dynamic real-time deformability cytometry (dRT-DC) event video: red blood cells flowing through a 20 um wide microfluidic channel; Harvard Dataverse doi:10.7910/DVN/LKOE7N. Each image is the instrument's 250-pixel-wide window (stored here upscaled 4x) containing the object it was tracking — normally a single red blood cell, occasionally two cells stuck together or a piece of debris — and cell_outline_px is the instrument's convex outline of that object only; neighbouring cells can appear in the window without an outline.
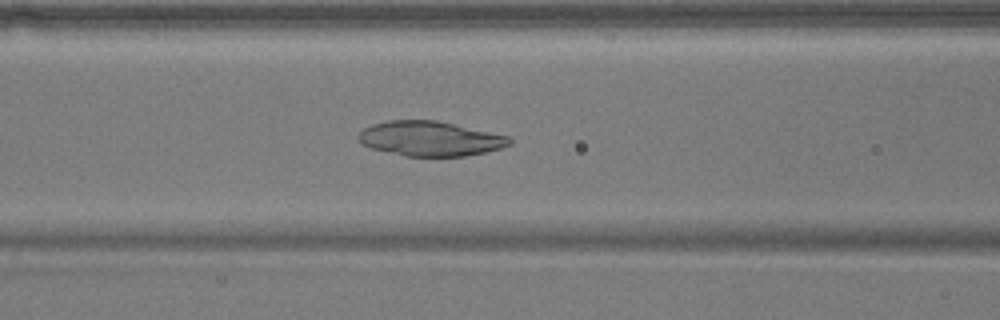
{"species": "common noctule bat (a hibernating species)", "species_latin": "Nyctalus noctula", "temperature_condition": "warm", "stored_images_in_passage": 52, "camera_frame_rate_fps": 3000, "um_per_image_px": 0.085, "animal": {"sex": "male", "body_mass_g": 17.9}, "frame": {"image": 1, "passage_image": 21, "time_ms": 6.667, "image_size_px": [1000, 320], "cell_outline_px": [[512, 144], [500, 148], [484, 152], [464, 156], [404, 156], [372, 148], [364, 144], [356, 136], [364, 128], [372, 124], [388, 120], [436, 120], [508, 136], [512, 140]], "centroid_in_image_um": [36.55, 11.78], "position_along_channel_um": 130.1, "area_um2": 30.35}}
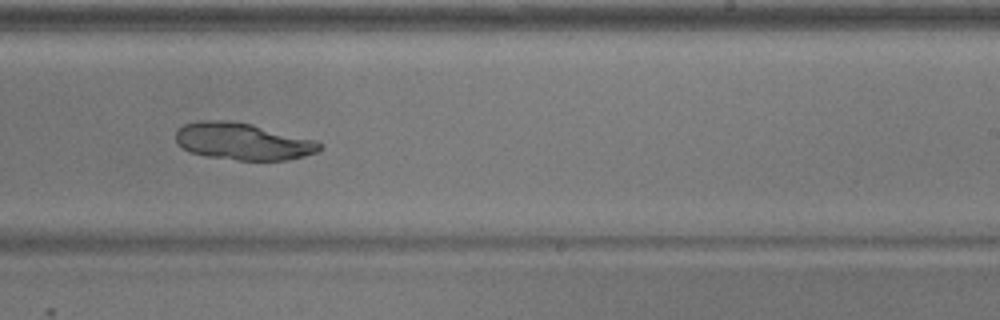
{"frame": {"image": 2, "passage_image": 32, "time_ms": 10.333, "image_size_px": [1000, 320], "cell_outline_px": [[324, 144], [316, 152], [304, 156], [288, 160], [236, 160], [208, 156], [188, 152], [176, 140], [176, 132], [184, 124], [200, 120], [224, 120], [252, 124], [316, 140]], "centroid_in_image_um": [20.66, 12.02], "position_along_channel_um": 268.3, "area_um2": 30.92}}
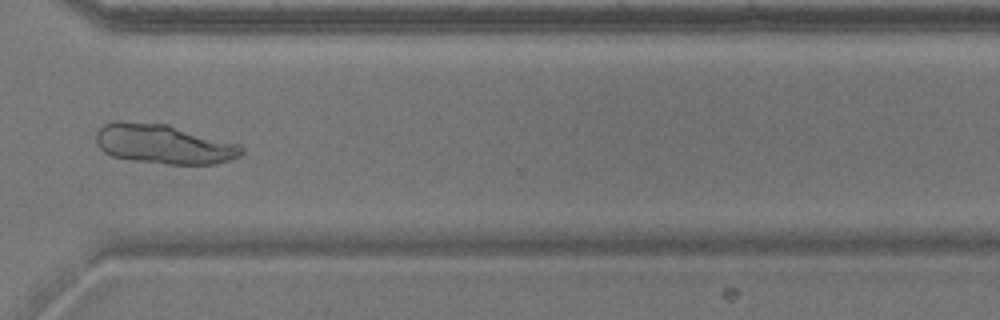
{"frame": {"image": 3, "passage_image": 39, "time_ms": 12.667, "image_size_px": [1000, 320], "cell_outline_px": [[244, 152], [240, 156], [216, 164], [168, 164], [132, 160], [112, 156], [104, 152], [96, 144], [96, 132], [104, 124], [116, 120], [120, 120], [168, 124], [240, 144], [244, 148]], "centroid_in_image_um": [13.91, 12.23], "position_along_channel_um": 356.7, "area_um2": 33.81}}